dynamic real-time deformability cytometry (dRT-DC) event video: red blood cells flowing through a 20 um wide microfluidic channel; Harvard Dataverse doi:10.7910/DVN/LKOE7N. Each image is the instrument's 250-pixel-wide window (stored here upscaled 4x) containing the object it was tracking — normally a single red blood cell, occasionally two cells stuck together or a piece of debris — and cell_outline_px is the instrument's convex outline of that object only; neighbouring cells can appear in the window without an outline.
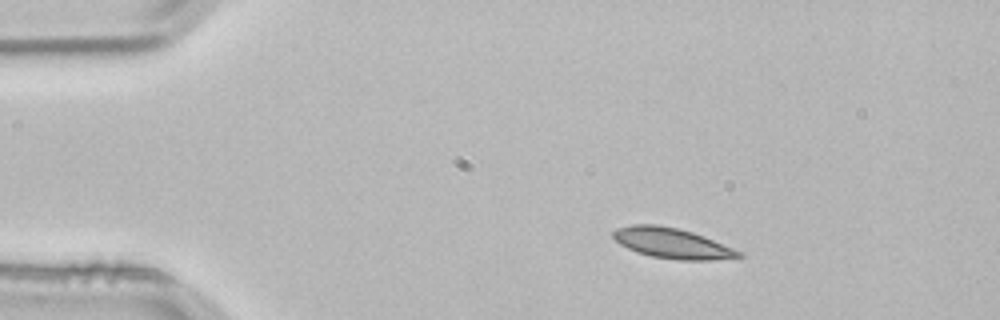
{"species": "common noctule bat (a hibernating species)", "species_latin": "Nyctalus noctula", "temperature_condition": "room temperature", "stored_images_in_passage": 2, "camera_frame_rate_fps": 3000, "um_per_image_px": 0.085, "animal": {"sex": "male", "body_mass_g": 21.5, "forearm_length_mm": 52.0}, "frame": {"image": 1, "passage_image": 1, "time_ms": 0.0, "image_size_px": [1000, 320], "cell_outline_px": [[744, 256], [708, 260], [676, 260], [652, 256], [636, 252], [620, 244], [612, 236], [612, 232], [616, 228], [632, 224], [656, 224], [676, 228], [692, 232], [704, 236], [744, 252]], "centroid_in_image_um": [57.12, 20.67], "position_along_channel_um": 27.9, "area_um2": 22.2}}